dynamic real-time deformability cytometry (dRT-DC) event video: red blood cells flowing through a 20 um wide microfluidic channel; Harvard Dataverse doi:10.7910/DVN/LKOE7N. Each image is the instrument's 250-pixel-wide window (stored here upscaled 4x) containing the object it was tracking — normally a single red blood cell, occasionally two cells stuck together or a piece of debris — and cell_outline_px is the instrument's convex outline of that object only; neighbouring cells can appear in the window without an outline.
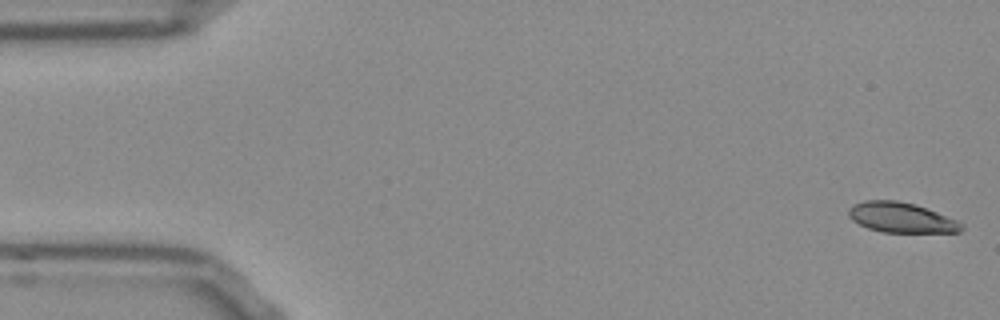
{"species": "Egyptian fruit bat (a non-hibernating species)", "species_latin": "Rousettus aegyptiacus", "temperature_condition": "room temperature", "stored_images_in_passage": 19, "camera_frame_rate_fps": 3000, "um_per_image_px": 0.085, "frame": {"image": 1, "passage_image": 1, "time_ms": 0.0, "image_size_px": [1000, 320], "cell_outline_px": [[964, 228], [960, 232], [880, 232], [868, 228], [852, 220], [848, 216], [848, 208], [852, 204], [864, 200], [896, 200], [916, 204], [956, 220], [964, 224]], "centroid_in_image_um": [76.58, 18.48], "position_along_channel_um": 8.4, "area_um2": 19.88}}
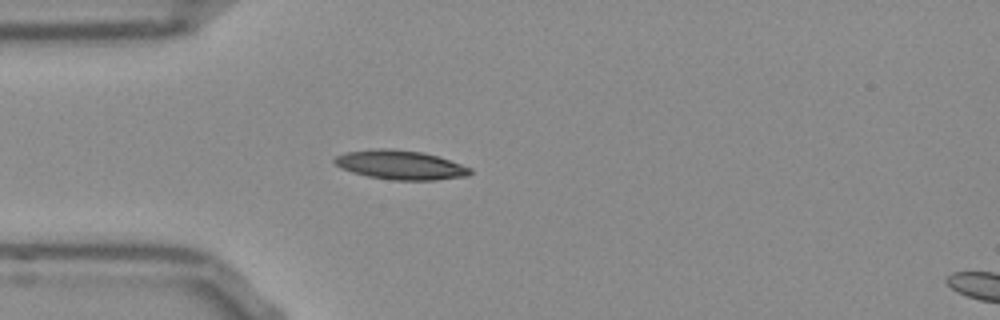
{"frame": {"image": 2, "passage_image": 14, "time_ms": 4.333, "image_size_px": [1000, 320], "cell_outline_px": [[472, 172], [468, 176], [436, 180], [392, 180], [368, 176], [352, 172], [340, 168], [332, 160], [336, 156], [344, 152], [372, 148], [392, 148], [424, 152], [440, 156], [472, 168]], "centroid_in_image_um": [34.04, 14.0], "position_along_channel_um": 51.0, "area_um2": 23.47}}